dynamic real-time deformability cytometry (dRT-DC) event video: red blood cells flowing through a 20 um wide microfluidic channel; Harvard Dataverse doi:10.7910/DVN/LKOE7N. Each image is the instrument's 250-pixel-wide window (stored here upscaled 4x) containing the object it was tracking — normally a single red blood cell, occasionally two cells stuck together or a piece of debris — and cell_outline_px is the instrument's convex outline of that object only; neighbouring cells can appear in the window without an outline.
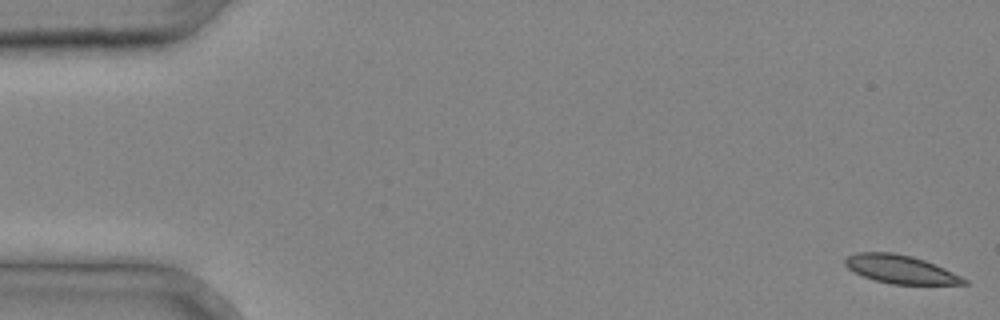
{"species": "common noctule bat (a hibernating species)", "species_latin": "Nyctalus noctula", "temperature_condition": "cold", "stored_images_in_passage": 36, "camera_frame_rate_fps": 3000, "um_per_image_px": 0.085, "animal": {"sex": "male", "body_mass_g": 20.4}, "frame": {"image": 1, "passage_image": 1, "time_ms": 0.0, "image_size_px": [1000, 320], "cell_outline_px": [[968, 284], [892, 284], [876, 280], [864, 276], [848, 268], [844, 264], [844, 260], [848, 256], [856, 252], [892, 252], [912, 256], [924, 260], [944, 268], [968, 280]], "centroid_in_image_um": [76.53, 22.88], "position_along_channel_um": 8.5, "area_um2": 19.36}}
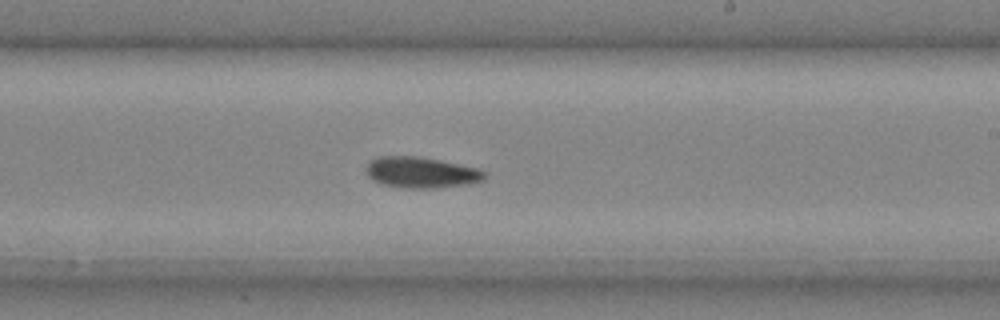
{"frame": {"image": 2, "passage_image": 23, "time_ms": 7.333, "image_size_px": [1000, 320], "cell_outline_px": [[488, 176], [484, 180], [464, 184], [432, 188], [408, 188], [384, 184], [372, 180], [368, 176], [364, 168], [376, 156], [420, 156], [480, 168], [488, 172]], "centroid_in_image_um": [35.83, 14.64], "position_along_channel_um": 253.2, "area_um2": 21.5}}
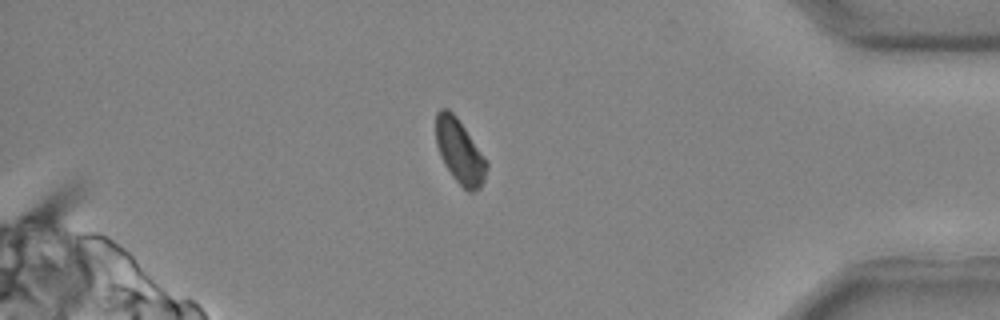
{"frame": {"image": 3, "passage_image": 33, "time_ms": 10.667, "image_size_px": [1000, 320], "cell_outline_px": [[488, 168], [484, 180], [480, 188], [472, 192], [468, 192], [452, 176], [444, 164], [440, 156], [436, 144], [436, 112], [440, 108], [448, 108], [456, 116], [488, 160]], "centroid_in_image_um": [39.08, 12.87], "position_along_channel_um": 396.1, "area_um2": 19.13}}